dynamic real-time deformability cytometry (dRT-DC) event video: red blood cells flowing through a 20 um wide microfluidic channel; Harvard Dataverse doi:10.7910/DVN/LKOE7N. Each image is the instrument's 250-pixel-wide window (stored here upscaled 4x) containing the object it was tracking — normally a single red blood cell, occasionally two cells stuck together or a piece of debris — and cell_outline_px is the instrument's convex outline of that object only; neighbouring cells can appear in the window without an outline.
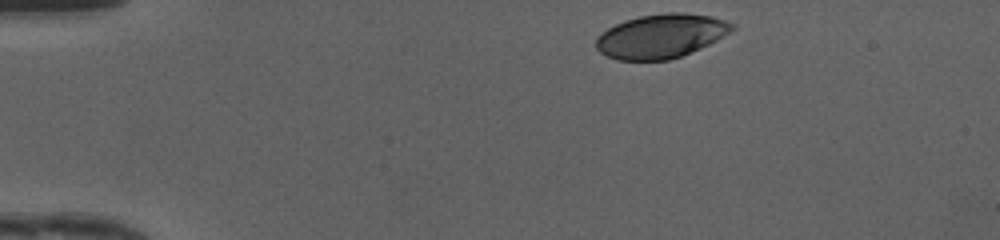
{"species": "human", "species_latin": "Homo sapiens", "temperature_condition": "cold", "stored_images_in_passage": 34, "camera_frame_rate_fps": 3000, "um_per_image_px": 0.085, "donor": {"sex": "female"}, "frame": {"image": 1, "passage_image": 1, "time_ms": 0.0, "image_size_px": [1000, 240], "cell_outline_px": [[736, 28], [724, 36], [700, 48], [680, 56], [668, 60], [616, 60], [600, 52], [596, 48], [596, 36], [600, 32], [624, 20], [640, 16], [668, 12], [684, 12], [712, 16], [736, 24]], "centroid_in_image_um": [56.18, 3.05], "position_along_channel_um": 28.8, "area_um2": 34.97}}
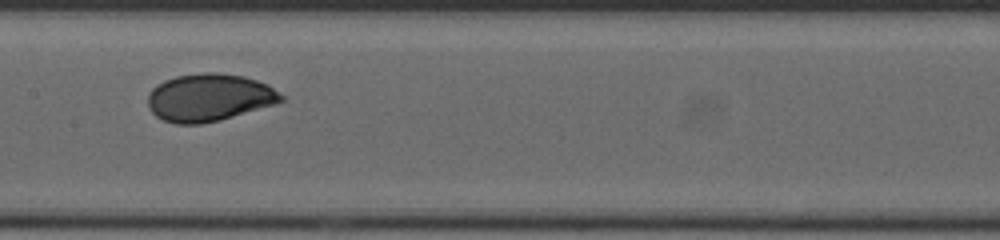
{"frame": {"image": 2, "passage_image": 18, "time_ms": 5.667, "image_size_px": [1000, 240], "cell_outline_px": [[284, 100], [272, 104], [220, 120], [200, 124], [176, 124], [164, 120], [156, 116], [148, 108], [148, 92], [156, 84], [164, 80], [176, 76], [204, 72], [216, 72], [244, 76], [268, 84], [284, 96]], "centroid_in_image_um": [17.74, 8.28], "position_along_channel_um": 189.7, "area_um2": 36.88}}
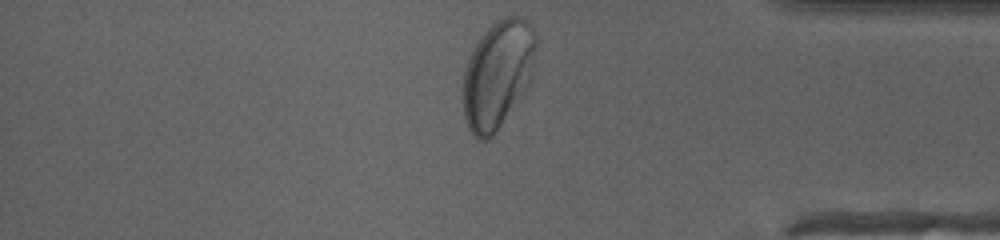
{"frame": {"image": 3, "passage_image": 34, "time_ms": 11.0, "image_size_px": [1000, 240], "cell_outline_px": [[536, 44], [532, 80], [492, 136], [488, 140], [480, 140], [468, 128], [464, 116], [464, 72], [468, 60], [476, 44], [484, 32], [496, 20], [504, 16], [520, 16], [532, 28], [536, 36]], "centroid_in_image_um": [42.32, 6.29], "position_along_channel_um": 392.9, "area_um2": 45.14}, "authors_computed_cell_mechanics": {"area_um2": 36.1539, "velocity_mm_per_s": 4.1704, "shape_relaxation_time_tau1_ms": 3.0434, "shape_relaxation_time_tau2_ms": null, "deformation_change_tau1": 0.1323, "deformation_change_tau2": null}}